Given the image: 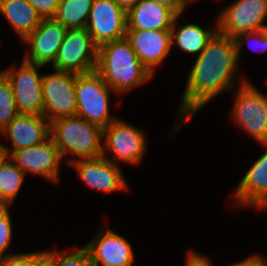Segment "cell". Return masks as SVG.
<instances>
[{"label": "cell", "instance_id": "obj_1", "mask_svg": "<svg viewBox=\"0 0 267 266\" xmlns=\"http://www.w3.org/2000/svg\"><path fill=\"white\" fill-rule=\"evenodd\" d=\"M238 65L234 38L217 31L205 49L197 55L189 72L179 107L180 122L175 125L177 129L210 100L234 87Z\"/></svg>", "mask_w": 267, "mask_h": 266}, {"label": "cell", "instance_id": "obj_2", "mask_svg": "<svg viewBox=\"0 0 267 266\" xmlns=\"http://www.w3.org/2000/svg\"><path fill=\"white\" fill-rule=\"evenodd\" d=\"M95 71L115 94L127 93L152 78L126 37L98 47Z\"/></svg>", "mask_w": 267, "mask_h": 266}, {"label": "cell", "instance_id": "obj_3", "mask_svg": "<svg viewBox=\"0 0 267 266\" xmlns=\"http://www.w3.org/2000/svg\"><path fill=\"white\" fill-rule=\"evenodd\" d=\"M50 133L62 159L67 154L75 155L67 160V164L77 159L102 156L103 128L80 116L53 120L50 122Z\"/></svg>", "mask_w": 267, "mask_h": 266}, {"label": "cell", "instance_id": "obj_4", "mask_svg": "<svg viewBox=\"0 0 267 266\" xmlns=\"http://www.w3.org/2000/svg\"><path fill=\"white\" fill-rule=\"evenodd\" d=\"M231 118L258 143H267V95L247 79L239 78Z\"/></svg>", "mask_w": 267, "mask_h": 266}, {"label": "cell", "instance_id": "obj_5", "mask_svg": "<svg viewBox=\"0 0 267 266\" xmlns=\"http://www.w3.org/2000/svg\"><path fill=\"white\" fill-rule=\"evenodd\" d=\"M110 91H113L94 70L76 74V115L102 128L117 119L109 110Z\"/></svg>", "mask_w": 267, "mask_h": 266}, {"label": "cell", "instance_id": "obj_6", "mask_svg": "<svg viewBox=\"0 0 267 266\" xmlns=\"http://www.w3.org/2000/svg\"><path fill=\"white\" fill-rule=\"evenodd\" d=\"M98 46L86 28L67 29L52 63L57 71L84 74L96 69Z\"/></svg>", "mask_w": 267, "mask_h": 266}, {"label": "cell", "instance_id": "obj_7", "mask_svg": "<svg viewBox=\"0 0 267 266\" xmlns=\"http://www.w3.org/2000/svg\"><path fill=\"white\" fill-rule=\"evenodd\" d=\"M146 140L142 130L117 118L103 128L102 156L114 164H118L117 159L131 165L139 164L147 149ZM106 151L114 157H108Z\"/></svg>", "mask_w": 267, "mask_h": 266}, {"label": "cell", "instance_id": "obj_8", "mask_svg": "<svg viewBox=\"0 0 267 266\" xmlns=\"http://www.w3.org/2000/svg\"><path fill=\"white\" fill-rule=\"evenodd\" d=\"M76 74L53 70L42 76L43 116L52 122L61 117L75 116Z\"/></svg>", "mask_w": 267, "mask_h": 266}, {"label": "cell", "instance_id": "obj_9", "mask_svg": "<svg viewBox=\"0 0 267 266\" xmlns=\"http://www.w3.org/2000/svg\"><path fill=\"white\" fill-rule=\"evenodd\" d=\"M38 65L22 60L19 69L14 66L1 72L10 81L19 114L43 115L42 76Z\"/></svg>", "mask_w": 267, "mask_h": 266}, {"label": "cell", "instance_id": "obj_10", "mask_svg": "<svg viewBox=\"0 0 267 266\" xmlns=\"http://www.w3.org/2000/svg\"><path fill=\"white\" fill-rule=\"evenodd\" d=\"M267 0H236L224 8L217 18L218 31L235 38L243 32L267 28Z\"/></svg>", "mask_w": 267, "mask_h": 266}, {"label": "cell", "instance_id": "obj_11", "mask_svg": "<svg viewBox=\"0 0 267 266\" xmlns=\"http://www.w3.org/2000/svg\"><path fill=\"white\" fill-rule=\"evenodd\" d=\"M127 13L114 0H94L86 24L99 47L126 36Z\"/></svg>", "mask_w": 267, "mask_h": 266}, {"label": "cell", "instance_id": "obj_12", "mask_svg": "<svg viewBox=\"0 0 267 266\" xmlns=\"http://www.w3.org/2000/svg\"><path fill=\"white\" fill-rule=\"evenodd\" d=\"M9 158L25 175L37 174L53 182L59 181L62 157L51 137L41 144L16 150Z\"/></svg>", "mask_w": 267, "mask_h": 266}, {"label": "cell", "instance_id": "obj_13", "mask_svg": "<svg viewBox=\"0 0 267 266\" xmlns=\"http://www.w3.org/2000/svg\"><path fill=\"white\" fill-rule=\"evenodd\" d=\"M68 165L77 170V177H80L86 185L95 190L107 193L117 190H128L127 181L121 172L120 166L103 156L77 159Z\"/></svg>", "mask_w": 267, "mask_h": 266}, {"label": "cell", "instance_id": "obj_14", "mask_svg": "<svg viewBox=\"0 0 267 266\" xmlns=\"http://www.w3.org/2000/svg\"><path fill=\"white\" fill-rule=\"evenodd\" d=\"M67 28L54 18L42 19L39 26L23 42L31 46L24 61L46 65L53 63L63 42Z\"/></svg>", "mask_w": 267, "mask_h": 266}, {"label": "cell", "instance_id": "obj_15", "mask_svg": "<svg viewBox=\"0 0 267 266\" xmlns=\"http://www.w3.org/2000/svg\"><path fill=\"white\" fill-rule=\"evenodd\" d=\"M103 228L96 238L85 245L95 266H133L135 256L132 245L124 236Z\"/></svg>", "mask_w": 267, "mask_h": 266}, {"label": "cell", "instance_id": "obj_16", "mask_svg": "<svg viewBox=\"0 0 267 266\" xmlns=\"http://www.w3.org/2000/svg\"><path fill=\"white\" fill-rule=\"evenodd\" d=\"M9 138L13 148L2 145L4 156H10L14 151L43 143L50 138V122L43 115L18 114L2 131Z\"/></svg>", "mask_w": 267, "mask_h": 266}, {"label": "cell", "instance_id": "obj_17", "mask_svg": "<svg viewBox=\"0 0 267 266\" xmlns=\"http://www.w3.org/2000/svg\"><path fill=\"white\" fill-rule=\"evenodd\" d=\"M142 64L153 75L157 67L170 54L171 31L126 30V36Z\"/></svg>", "mask_w": 267, "mask_h": 266}, {"label": "cell", "instance_id": "obj_18", "mask_svg": "<svg viewBox=\"0 0 267 266\" xmlns=\"http://www.w3.org/2000/svg\"><path fill=\"white\" fill-rule=\"evenodd\" d=\"M267 150V143L262 144ZM236 204L241 207L267 211V151L248 169L233 192Z\"/></svg>", "mask_w": 267, "mask_h": 266}, {"label": "cell", "instance_id": "obj_19", "mask_svg": "<svg viewBox=\"0 0 267 266\" xmlns=\"http://www.w3.org/2000/svg\"><path fill=\"white\" fill-rule=\"evenodd\" d=\"M177 14L153 0H140L127 12L126 30L171 31Z\"/></svg>", "mask_w": 267, "mask_h": 266}, {"label": "cell", "instance_id": "obj_20", "mask_svg": "<svg viewBox=\"0 0 267 266\" xmlns=\"http://www.w3.org/2000/svg\"><path fill=\"white\" fill-rule=\"evenodd\" d=\"M0 12L20 40L31 34L42 20L27 0H0Z\"/></svg>", "mask_w": 267, "mask_h": 266}, {"label": "cell", "instance_id": "obj_21", "mask_svg": "<svg viewBox=\"0 0 267 266\" xmlns=\"http://www.w3.org/2000/svg\"><path fill=\"white\" fill-rule=\"evenodd\" d=\"M180 15H177L173 21L171 28L172 45L175 42L182 51L187 54L198 55L205 49L209 40L218 31V23H215V28H202L198 24H186L177 29V20ZM175 40V41H174Z\"/></svg>", "mask_w": 267, "mask_h": 266}, {"label": "cell", "instance_id": "obj_22", "mask_svg": "<svg viewBox=\"0 0 267 266\" xmlns=\"http://www.w3.org/2000/svg\"><path fill=\"white\" fill-rule=\"evenodd\" d=\"M25 173L8 157L0 159V206H11L17 197Z\"/></svg>", "mask_w": 267, "mask_h": 266}, {"label": "cell", "instance_id": "obj_23", "mask_svg": "<svg viewBox=\"0 0 267 266\" xmlns=\"http://www.w3.org/2000/svg\"><path fill=\"white\" fill-rule=\"evenodd\" d=\"M94 0H60L54 19L67 29L86 28Z\"/></svg>", "mask_w": 267, "mask_h": 266}, {"label": "cell", "instance_id": "obj_24", "mask_svg": "<svg viewBox=\"0 0 267 266\" xmlns=\"http://www.w3.org/2000/svg\"><path fill=\"white\" fill-rule=\"evenodd\" d=\"M18 114L11 83L0 71V133Z\"/></svg>", "mask_w": 267, "mask_h": 266}, {"label": "cell", "instance_id": "obj_25", "mask_svg": "<svg viewBox=\"0 0 267 266\" xmlns=\"http://www.w3.org/2000/svg\"><path fill=\"white\" fill-rule=\"evenodd\" d=\"M48 251L55 257L57 266H95L85 246L69 253L67 250L60 252L48 249Z\"/></svg>", "mask_w": 267, "mask_h": 266}, {"label": "cell", "instance_id": "obj_26", "mask_svg": "<svg viewBox=\"0 0 267 266\" xmlns=\"http://www.w3.org/2000/svg\"><path fill=\"white\" fill-rule=\"evenodd\" d=\"M13 236V223L9 206H0V259L6 258L10 253H6L11 245Z\"/></svg>", "mask_w": 267, "mask_h": 266}, {"label": "cell", "instance_id": "obj_27", "mask_svg": "<svg viewBox=\"0 0 267 266\" xmlns=\"http://www.w3.org/2000/svg\"><path fill=\"white\" fill-rule=\"evenodd\" d=\"M249 39L253 41L255 40L254 44L252 43V45H255L256 50L258 49L259 52L263 53L267 52V28L255 32L240 33L234 38L237 49V59L239 63H240L239 58L241 57L240 53L242 46Z\"/></svg>", "mask_w": 267, "mask_h": 266}, {"label": "cell", "instance_id": "obj_28", "mask_svg": "<svg viewBox=\"0 0 267 266\" xmlns=\"http://www.w3.org/2000/svg\"><path fill=\"white\" fill-rule=\"evenodd\" d=\"M42 19L54 18L60 0H27Z\"/></svg>", "mask_w": 267, "mask_h": 266}, {"label": "cell", "instance_id": "obj_29", "mask_svg": "<svg viewBox=\"0 0 267 266\" xmlns=\"http://www.w3.org/2000/svg\"><path fill=\"white\" fill-rule=\"evenodd\" d=\"M0 266H35V252L12 254L0 259Z\"/></svg>", "mask_w": 267, "mask_h": 266}, {"label": "cell", "instance_id": "obj_30", "mask_svg": "<svg viewBox=\"0 0 267 266\" xmlns=\"http://www.w3.org/2000/svg\"><path fill=\"white\" fill-rule=\"evenodd\" d=\"M186 257L185 266H213L210 258L195 251L189 250Z\"/></svg>", "mask_w": 267, "mask_h": 266}, {"label": "cell", "instance_id": "obj_31", "mask_svg": "<svg viewBox=\"0 0 267 266\" xmlns=\"http://www.w3.org/2000/svg\"><path fill=\"white\" fill-rule=\"evenodd\" d=\"M171 8L177 15H181L191 0H153Z\"/></svg>", "mask_w": 267, "mask_h": 266}, {"label": "cell", "instance_id": "obj_32", "mask_svg": "<svg viewBox=\"0 0 267 266\" xmlns=\"http://www.w3.org/2000/svg\"><path fill=\"white\" fill-rule=\"evenodd\" d=\"M35 266H57L55 257L48 251L35 252Z\"/></svg>", "mask_w": 267, "mask_h": 266}, {"label": "cell", "instance_id": "obj_33", "mask_svg": "<svg viewBox=\"0 0 267 266\" xmlns=\"http://www.w3.org/2000/svg\"><path fill=\"white\" fill-rule=\"evenodd\" d=\"M230 266H267V261L262 256L255 254Z\"/></svg>", "mask_w": 267, "mask_h": 266}, {"label": "cell", "instance_id": "obj_34", "mask_svg": "<svg viewBox=\"0 0 267 266\" xmlns=\"http://www.w3.org/2000/svg\"><path fill=\"white\" fill-rule=\"evenodd\" d=\"M126 13L140 0H114Z\"/></svg>", "mask_w": 267, "mask_h": 266}, {"label": "cell", "instance_id": "obj_35", "mask_svg": "<svg viewBox=\"0 0 267 266\" xmlns=\"http://www.w3.org/2000/svg\"><path fill=\"white\" fill-rule=\"evenodd\" d=\"M2 143L0 142V159L3 157V151H2Z\"/></svg>", "mask_w": 267, "mask_h": 266}]
</instances>
